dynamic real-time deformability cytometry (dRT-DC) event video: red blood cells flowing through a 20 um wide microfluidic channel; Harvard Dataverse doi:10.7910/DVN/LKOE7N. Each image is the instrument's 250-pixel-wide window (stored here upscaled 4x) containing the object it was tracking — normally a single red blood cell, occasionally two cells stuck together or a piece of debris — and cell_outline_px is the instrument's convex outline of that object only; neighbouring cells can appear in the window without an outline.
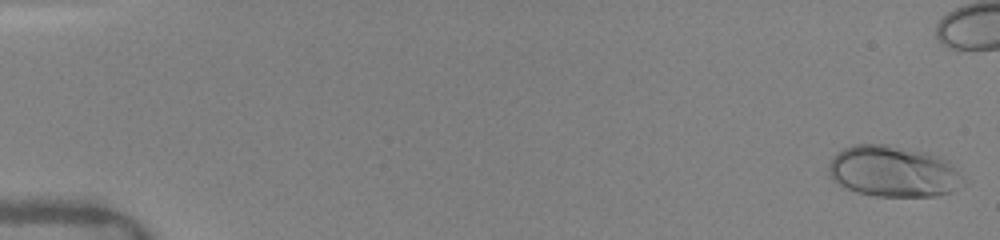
{"species": "human", "species_latin": "Homo sapiens", "temperature_condition": "warm", "stored_images_in_passage": 18, "camera_frame_rate_fps": 3000, "um_per_image_px": 0.085, "donor": {"sex": "female"}, "frame": {"image": 1, "passage_image": 1, "time_ms": 0.0, "image_size_px": [1000, 240], "cell_outline_px": [[956, 172], [952, 192], [936, 196], [876, 196], [856, 192], [832, 180], [828, 172], [828, 168], [836, 152], [852, 144], [888, 144], [928, 152], [948, 160]], "centroid_in_image_um": [75.8, 14.54], "position_along_channel_um": 9.2, "area_um2": 39.3}}
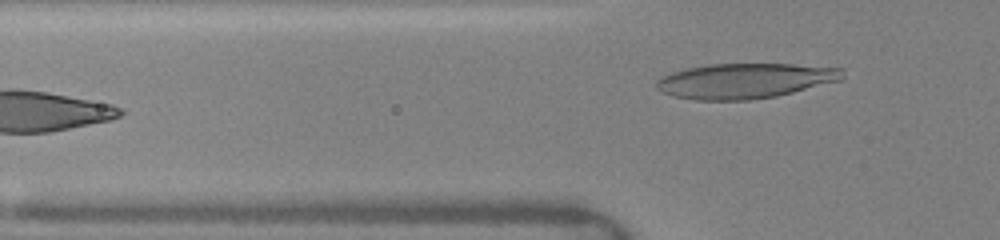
{"frame": {"image": 2, "passage_image": 18, "time_ms": 6.667, "image_size_px": [1000, 240], "cell_outline_px": [[844, 76], [840, 80], [776, 96], [748, 100], [696, 100], [672, 96], [656, 88], [656, 80], [672, 72], [688, 68], [708, 64], [792, 64], [844, 68]], "centroid_in_image_um": [63.32, 6.86], "position_along_channel_um": 62.5, "area_um2": 37.92}}